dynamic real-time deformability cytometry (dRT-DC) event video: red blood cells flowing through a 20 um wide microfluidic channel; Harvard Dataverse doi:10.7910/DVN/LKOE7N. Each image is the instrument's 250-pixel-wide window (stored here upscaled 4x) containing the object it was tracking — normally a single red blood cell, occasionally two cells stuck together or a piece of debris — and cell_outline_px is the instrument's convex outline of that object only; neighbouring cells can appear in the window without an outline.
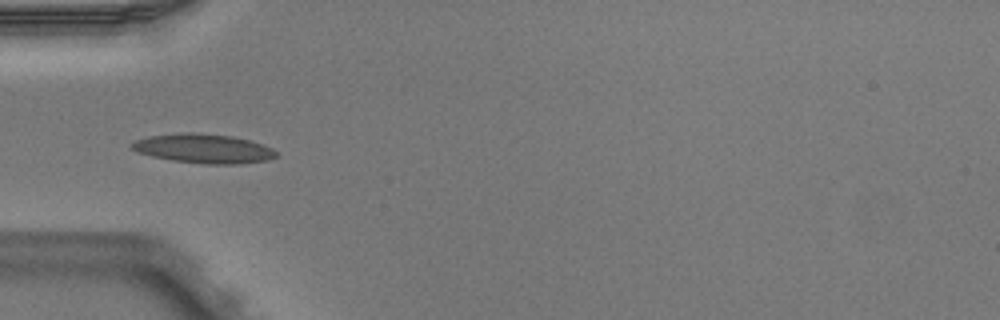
{"species": "Egyptian fruit bat (a non-hibernating species)", "species_latin": "Rousettus aegyptiacus", "temperature_condition": "warm", "stored_images_in_passage": 8, "camera_frame_rate_fps": 3000, "um_per_image_px": 0.085, "animal": {"sex": "male"}, "frame": {"image": 1, "passage_image": 5, "time_ms": 1.333, "image_size_px": [1000, 320], "cell_outline_px": [[280, 156], [268, 160], [240, 164], [204, 164], [172, 160], [152, 156], [136, 152], [132, 148], [132, 144], [136, 140], [148, 136], [180, 132], [192, 132], [232, 136], [248, 140], [272, 148]], "centroid_in_image_um": [17.31, 12.63], "position_along_channel_um": 67.7, "area_um2": 24.62}}
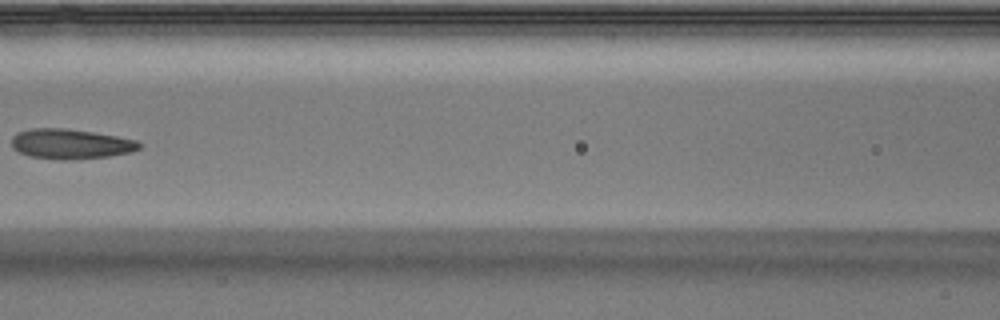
{"frame": {"image": 2, "passage_image": 7, "time_ms": 2.0, "image_size_px": [1000, 320], "cell_outline_px": [[144, 144], [140, 148], [132, 152], [108, 156], [68, 160], [60, 160], [32, 156], [20, 152], [12, 148], [12, 136], [16, 132], [32, 128], [64, 128], [92, 132], [116, 136], [136, 140]], "centroid_in_image_um": [6.01, 12.23], "position_along_channel_um": 160.6, "area_um2": 22.31}}
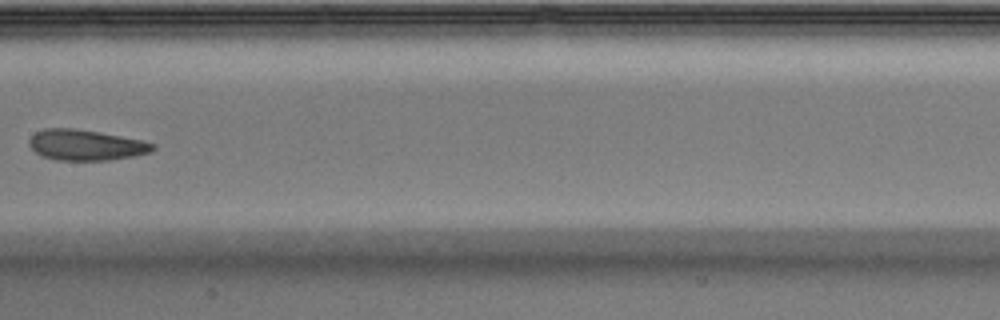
{"frame": {"image": 3, "passage_image": 8, "time_ms": 2.333, "image_size_px": [1000, 320], "cell_outline_px": [[156, 148], [152, 152], [132, 156], [108, 160], [56, 160], [40, 156], [28, 144], [28, 140], [36, 132], [44, 128], [72, 128], [100, 132], [140, 140], [156, 144]], "centroid_in_image_um": [7.28, 12.33], "position_along_channel_um": 200.1, "area_um2": 22.08}}